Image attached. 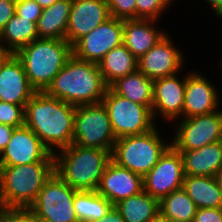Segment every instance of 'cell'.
Masks as SVG:
<instances>
[{
	"instance_id": "cell-27",
	"label": "cell",
	"mask_w": 222,
	"mask_h": 222,
	"mask_svg": "<svg viewBox=\"0 0 222 222\" xmlns=\"http://www.w3.org/2000/svg\"><path fill=\"white\" fill-rule=\"evenodd\" d=\"M37 38H39L37 22L20 17L16 13L0 32V44L12 54H15Z\"/></svg>"
},
{
	"instance_id": "cell-5",
	"label": "cell",
	"mask_w": 222,
	"mask_h": 222,
	"mask_svg": "<svg viewBox=\"0 0 222 222\" xmlns=\"http://www.w3.org/2000/svg\"><path fill=\"white\" fill-rule=\"evenodd\" d=\"M55 173V162L0 166V186L6 208H29Z\"/></svg>"
},
{
	"instance_id": "cell-33",
	"label": "cell",
	"mask_w": 222,
	"mask_h": 222,
	"mask_svg": "<svg viewBox=\"0 0 222 222\" xmlns=\"http://www.w3.org/2000/svg\"><path fill=\"white\" fill-rule=\"evenodd\" d=\"M0 222H42L29 208H6Z\"/></svg>"
},
{
	"instance_id": "cell-45",
	"label": "cell",
	"mask_w": 222,
	"mask_h": 222,
	"mask_svg": "<svg viewBox=\"0 0 222 222\" xmlns=\"http://www.w3.org/2000/svg\"><path fill=\"white\" fill-rule=\"evenodd\" d=\"M4 1L10 2V3H16L18 0H4Z\"/></svg>"
},
{
	"instance_id": "cell-9",
	"label": "cell",
	"mask_w": 222,
	"mask_h": 222,
	"mask_svg": "<svg viewBox=\"0 0 222 222\" xmlns=\"http://www.w3.org/2000/svg\"><path fill=\"white\" fill-rule=\"evenodd\" d=\"M76 191L54 173L29 209L42 222H78L73 204Z\"/></svg>"
},
{
	"instance_id": "cell-28",
	"label": "cell",
	"mask_w": 222,
	"mask_h": 222,
	"mask_svg": "<svg viewBox=\"0 0 222 222\" xmlns=\"http://www.w3.org/2000/svg\"><path fill=\"white\" fill-rule=\"evenodd\" d=\"M73 204L78 222H96L114 206L96 190L76 191Z\"/></svg>"
},
{
	"instance_id": "cell-23",
	"label": "cell",
	"mask_w": 222,
	"mask_h": 222,
	"mask_svg": "<svg viewBox=\"0 0 222 222\" xmlns=\"http://www.w3.org/2000/svg\"><path fill=\"white\" fill-rule=\"evenodd\" d=\"M108 87L114 93L152 110L153 80L146 77L139 69L116 79Z\"/></svg>"
},
{
	"instance_id": "cell-29",
	"label": "cell",
	"mask_w": 222,
	"mask_h": 222,
	"mask_svg": "<svg viewBox=\"0 0 222 222\" xmlns=\"http://www.w3.org/2000/svg\"><path fill=\"white\" fill-rule=\"evenodd\" d=\"M197 209L183 188L172 191L159 201L160 213L175 222H193Z\"/></svg>"
},
{
	"instance_id": "cell-7",
	"label": "cell",
	"mask_w": 222,
	"mask_h": 222,
	"mask_svg": "<svg viewBox=\"0 0 222 222\" xmlns=\"http://www.w3.org/2000/svg\"><path fill=\"white\" fill-rule=\"evenodd\" d=\"M102 103L107 109L111 128L115 138L129 135H140L155 128L152 110L144 105L132 102L116 93L109 87Z\"/></svg>"
},
{
	"instance_id": "cell-15",
	"label": "cell",
	"mask_w": 222,
	"mask_h": 222,
	"mask_svg": "<svg viewBox=\"0 0 222 222\" xmlns=\"http://www.w3.org/2000/svg\"><path fill=\"white\" fill-rule=\"evenodd\" d=\"M110 17L107 0H73L66 40L73 46Z\"/></svg>"
},
{
	"instance_id": "cell-22",
	"label": "cell",
	"mask_w": 222,
	"mask_h": 222,
	"mask_svg": "<svg viewBox=\"0 0 222 222\" xmlns=\"http://www.w3.org/2000/svg\"><path fill=\"white\" fill-rule=\"evenodd\" d=\"M73 0H57L42 8L37 22L39 38L66 40L67 24Z\"/></svg>"
},
{
	"instance_id": "cell-6",
	"label": "cell",
	"mask_w": 222,
	"mask_h": 222,
	"mask_svg": "<svg viewBox=\"0 0 222 222\" xmlns=\"http://www.w3.org/2000/svg\"><path fill=\"white\" fill-rule=\"evenodd\" d=\"M157 127L140 135L117 138L111 160L123 168L144 177L171 146L160 138Z\"/></svg>"
},
{
	"instance_id": "cell-25",
	"label": "cell",
	"mask_w": 222,
	"mask_h": 222,
	"mask_svg": "<svg viewBox=\"0 0 222 222\" xmlns=\"http://www.w3.org/2000/svg\"><path fill=\"white\" fill-rule=\"evenodd\" d=\"M125 222H152L160 213L159 200L144 190L114 205Z\"/></svg>"
},
{
	"instance_id": "cell-13",
	"label": "cell",
	"mask_w": 222,
	"mask_h": 222,
	"mask_svg": "<svg viewBox=\"0 0 222 222\" xmlns=\"http://www.w3.org/2000/svg\"><path fill=\"white\" fill-rule=\"evenodd\" d=\"M55 162L52 153L26 125L14 129L6 148L0 154V166Z\"/></svg>"
},
{
	"instance_id": "cell-30",
	"label": "cell",
	"mask_w": 222,
	"mask_h": 222,
	"mask_svg": "<svg viewBox=\"0 0 222 222\" xmlns=\"http://www.w3.org/2000/svg\"><path fill=\"white\" fill-rule=\"evenodd\" d=\"M173 0H136V19L159 20Z\"/></svg>"
},
{
	"instance_id": "cell-16",
	"label": "cell",
	"mask_w": 222,
	"mask_h": 222,
	"mask_svg": "<svg viewBox=\"0 0 222 222\" xmlns=\"http://www.w3.org/2000/svg\"><path fill=\"white\" fill-rule=\"evenodd\" d=\"M212 81L194 71L186 73V86L182 116L190 118L210 114L220 108L219 92ZM219 106V107H218Z\"/></svg>"
},
{
	"instance_id": "cell-40",
	"label": "cell",
	"mask_w": 222,
	"mask_h": 222,
	"mask_svg": "<svg viewBox=\"0 0 222 222\" xmlns=\"http://www.w3.org/2000/svg\"><path fill=\"white\" fill-rule=\"evenodd\" d=\"M11 55L12 53L0 44V69Z\"/></svg>"
},
{
	"instance_id": "cell-32",
	"label": "cell",
	"mask_w": 222,
	"mask_h": 222,
	"mask_svg": "<svg viewBox=\"0 0 222 222\" xmlns=\"http://www.w3.org/2000/svg\"><path fill=\"white\" fill-rule=\"evenodd\" d=\"M111 17L117 19H136V0H107Z\"/></svg>"
},
{
	"instance_id": "cell-20",
	"label": "cell",
	"mask_w": 222,
	"mask_h": 222,
	"mask_svg": "<svg viewBox=\"0 0 222 222\" xmlns=\"http://www.w3.org/2000/svg\"><path fill=\"white\" fill-rule=\"evenodd\" d=\"M156 22L150 19L123 20V44L137 59L147 53L166 34L154 26Z\"/></svg>"
},
{
	"instance_id": "cell-3",
	"label": "cell",
	"mask_w": 222,
	"mask_h": 222,
	"mask_svg": "<svg viewBox=\"0 0 222 222\" xmlns=\"http://www.w3.org/2000/svg\"><path fill=\"white\" fill-rule=\"evenodd\" d=\"M59 151L54 153L55 173L77 191L97 190L111 152L75 144Z\"/></svg>"
},
{
	"instance_id": "cell-21",
	"label": "cell",
	"mask_w": 222,
	"mask_h": 222,
	"mask_svg": "<svg viewBox=\"0 0 222 222\" xmlns=\"http://www.w3.org/2000/svg\"><path fill=\"white\" fill-rule=\"evenodd\" d=\"M183 158L184 175L214 176L222 167V140L192 151H178Z\"/></svg>"
},
{
	"instance_id": "cell-41",
	"label": "cell",
	"mask_w": 222,
	"mask_h": 222,
	"mask_svg": "<svg viewBox=\"0 0 222 222\" xmlns=\"http://www.w3.org/2000/svg\"><path fill=\"white\" fill-rule=\"evenodd\" d=\"M42 8L51 6L57 0H35Z\"/></svg>"
},
{
	"instance_id": "cell-1",
	"label": "cell",
	"mask_w": 222,
	"mask_h": 222,
	"mask_svg": "<svg viewBox=\"0 0 222 222\" xmlns=\"http://www.w3.org/2000/svg\"><path fill=\"white\" fill-rule=\"evenodd\" d=\"M75 110V105L36 92L25 105L24 125L55 153L73 144Z\"/></svg>"
},
{
	"instance_id": "cell-37",
	"label": "cell",
	"mask_w": 222,
	"mask_h": 222,
	"mask_svg": "<svg viewBox=\"0 0 222 222\" xmlns=\"http://www.w3.org/2000/svg\"><path fill=\"white\" fill-rule=\"evenodd\" d=\"M15 127L0 123V154L6 148Z\"/></svg>"
},
{
	"instance_id": "cell-34",
	"label": "cell",
	"mask_w": 222,
	"mask_h": 222,
	"mask_svg": "<svg viewBox=\"0 0 222 222\" xmlns=\"http://www.w3.org/2000/svg\"><path fill=\"white\" fill-rule=\"evenodd\" d=\"M15 13L32 22H38L42 7L35 0H18L15 3Z\"/></svg>"
},
{
	"instance_id": "cell-43",
	"label": "cell",
	"mask_w": 222,
	"mask_h": 222,
	"mask_svg": "<svg viewBox=\"0 0 222 222\" xmlns=\"http://www.w3.org/2000/svg\"><path fill=\"white\" fill-rule=\"evenodd\" d=\"M215 178L219 187L222 189V167L217 171Z\"/></svg>"
},
{
	"instance_id": "cell-39",
	"label": "cell",
	"mask_w": 222,
	"mask_h": 222,
	"mask_svg": "<svg viewBox=\"0 0 222 222\" xmlns=\"http://www.w3.org/2000/svg\"><path fill=\"white\" fill-rule=\"evenodd\" d=\"M211 5L216 17L222 18V0H206Z\"/></svg>"
},
{
	"instance_id": "cell-36",
	"label": "cell",
	"mask_w": 222,
	"mask_h": 222,
	"mask_svg": "<svg viewBox=\"0 0 222 222\" xmlns=\"http://www.w3.org/2000/svg\"><path fill=\"white\" fill-rule=\"evenodd\" d=\"M15 14V3L0 0V32Z\"/></svg>"
},
{
	"instance_id": "cell-8",
	"label": "cell",
	"mask_w": 222,
	"mask_h": 222,
	"mask_svg": "<svg viewBox=\"0 0 222 222\" xmlns=\"http://www.w3.org/2000/svg\"><path fill=\"white\" fill-rule=\"evenodd\" d=\"M116 141L103 103L76 106L73 144L112 152Z\"/></svg>"
},
{
	"instance_id": "cell-14",
	"label": "cell",
	"mask_w": 222,
	"mask_h": 222,
	"mask_svg": "<svg viewBox=\"0 0 222 222\" xmlns=\"http://www.w3.org/2000/svg\"><path fill=\"white\" fill-rule=\"evenodd\" d=\"M165 34L159 42L138 59V69L149 79L156 80L181 72L184 56Z\"/></svg>"
},
{
	"instance_id": "cell-11",
	"label": "cell",
	"mask_w": 222,
	"mask_h": 222,
	"mask_svg": "<svg viewBox=\"0 0 222 222\" xmlns=\"http://www.w3.org/2000/svg\"><path fill=\"white\" fill-rule=\"evenodd\" d=\"M123 44V20L110 17L73 46V55L84 61L98 64L113 48Z\"/></svg>"
},
{
	"instance_id": "cell-4",
	"label": "cell",
	"mask_w": 222,
	"mask_h": 222,
	"mask_svg": "<svg viewBox=\"0 0 222 222\" xmlns=\"http://www.w3.org/2000/svg\"><path fill=\"white\" fill-rule=\"evenodd\" d=\"M15 55L21 61L30 85L42 92L65 66L73 51L67 40L37 38Z\"/></svg>"
},
{
	"instance_id": "cell-19",
	"label": "cell",
	"mask_w": 222,
	"mask_h": 222,
	"mask_svg": "<svg viewBox=\"0 0 222 222\" xmlns=\"http://www.w3.org/2000/svg\"><path fill=\"white\" fill-rule=\"evenodd\" d=\"M36 92L29 83L21 61L12 54L0 69V101L25 108Z\"/></svg>"
},
{
	"instance_id": "cell-42",
	"label": "cell",
	"mask_w": 222,
	"mask_h": 222,
	"mask_svg": "<svg viewBox=\"0 0 222 222\" xmlns=\"http://www.w3.org/2000/svg\"><path fill=\"white\" fill-rule=\"evenodd\" d=\"M152 222H175L159 213Z\"/></svg>"
},
{
	"instance_id": "cell-24",
	"label": "cell",
	"mask_w": 222,
	"mask_h": 222,
	"mask_svg": "<svg viewBox=\"0 0 222 222\" xmlns=\"http://www.w3.org/2000/svg\"><path fill=\"white\" fill-rule=\"evenodd\" d=\"M182 188L197 208H222V189L214 176L185 175Z\"/></svg>"
},
{
	"instance_id": "cell-10",
	"label": "cell",
	"mask_w": 222,
	"mask_h": 222,
	"mask_svg": "<svg viewBox=\"0 0 222 222\" xmlns=\"http://www.w3.org/2000/svg\"><path fill=\"white\" fill-rule=\"evenodd\" d=\"M171 146L176 151H192L222 140V109L210 114L182 118L176 126Z\"/></svg>"
},
{
	"instance_id": "cell-38",
	"label": "cell",
	"mask_w": 222,
	"mask_h": 222,
	"mask_svg": "<svg viewBox=\"0 0 222 222\" xmlns=\"http://www.w3.org/2000/svg\"><path fill=\"white\" fill-rule=\"evenodd\" d=\"M96 222H125L120 212L113 206L105 216H102Z\"/></svg>"
},
{
	"instance_id": "cell-31",
	"label": "cell",
	"mask_w": 222,
	"mask_h": 222,
	"mask_svg": "<svg viewBox=\"0 0 222 222\" xmlns=\"http://www.w3.org/2000/svg\"><path fill=\"white\" fill-rule=\"evenodd\" d=\"M0 123L12 127H21L24 125V107L0 101Z\"/></svg>"
},
{
	"instance_id": "cell-18",
	"label": "cell",
	"mask_w": 222,
	"mask_h": 222,
	"mask_svg": "<svg viewBox=\"0 0 222 222\" xmlns=\"http://www.w3.org/2000/svg\"><path fill=\"white\" fill-rule=\"evenodd\" d=\"M96 191L115 205L123 199L142 192L143 177L110 160Z\"/></svg>"
},
{
	"instance_id": "cell-2",
	"label": "cell",
	"mask_w": 222,
	"mask_h": 222,
	"mask_svg": "<svg viewBox=\"0 0 222 222\" xmlns=\"http://www.w3.org/2000/svg\"><path fill=\"white\" fill-rule=\"evenodd\" d=\"M107 89L98 64L72 55L44 92L79 106L101 103Z\"/></svg>"
},
{
	"instance_id": "cell-35",
	"label": "cell",
	"mask_w": 222,
	"mask_h": 222,
	"mask_svg": "<svg viewBox=\"0 0 222 222\" xmlns=\"http://www.w3.org/2000/svg\"><path fill=\"white\" fill-rule=\"evenodd\" d=\"M193 222H222V208H198Z\"/></svg>"
},
{
	"instance_id": "cell-44",
	"label": "cell",
	"mask_w": 222,
	"mask_h": 222,
	"mask_svg": "<svg viewBox=\"0 0 222 222\" xmlns=\"http://www.w3.org/2000/svg\"><path fill=\"white\" fill-rule=\"evenodd\" d=\"M6 206L3 202L2 193H1V186H0V218L2 217L3 212L5 211Z\"/></svg>"
},
{
	"instance_id": "cell-12",
	"label": "cell",
	"mask_w": 222,
	"mask_h": 222,
	"mask_svg": "<svg viewBox=\"0 0 222 222\" xmlns=\"http://www.w3.org/2000/svg\"><path fill=\"white\" fill-rule=\"evenodd\" d=\"M184 176L182 155L170 146L143 177V190L160 201L182 188Z\"/></svg>"
},
{
	"instance_id": "cell-17",
	"label": "cell",
	"mask_w": 222,
	"mask_h": 222,
	"mask_svg": "<svg viewBox=\"0 0 222 222\" xmlns=\"http://www.w3.org/2000/svg\"><path fill=\"white\" fill-rule=\"evenodd\" d=\"M177 75L153 80L152 114L154 120L157 114L167 121H176L177 118L182 117L186 74L181 80Z\"/></svg>"
},
{
	"instance_id": "cell-26",
	"label": "cell",
	"mask_w": 222,
	"mask_h": 222,
	"mask_svg": "<svg viewBox=\"0 0 222 222\" xmlns=\"http://www.w3.org/2000/svg\"><path fill=\"white\" fill-rule=\"evenodd\" d=\"M105 83L109 86L116 79L138 69V59L124 44L111 49L98 63Z\"/></svg>"
}]
</instances>
